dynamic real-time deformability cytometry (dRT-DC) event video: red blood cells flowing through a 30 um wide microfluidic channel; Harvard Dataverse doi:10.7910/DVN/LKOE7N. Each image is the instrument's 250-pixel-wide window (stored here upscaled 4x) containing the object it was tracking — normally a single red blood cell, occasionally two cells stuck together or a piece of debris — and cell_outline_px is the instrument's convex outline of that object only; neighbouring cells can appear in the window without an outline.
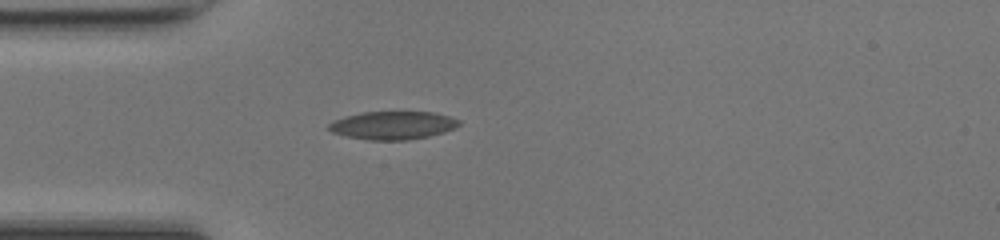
{"species": "common noctule bat (a hibernating species)", "species_latin": "Nyctalus noctula", "temperature_condition": "room temperature", "stored_images_in_passage": 36, "camera_frame_rate_fps": 3000, "um_per_image_px": 0.085, "animal": {"sex": "female", "body_mass_g": 17.0, "forearm_length_mm": 48.0}, "frame": {"image": 1, "passage_image": 1, "time_ms": 0.0, "image_size_px": [1000, 240], "cell_outline_px": [[460, 124], [444, 132], [428, 136], [408, 140], [368, 140], [348, 136], [332, 132], [328, 128], [328, 124], [344, 116], [360, 112], [432, 112], [448, 116], [460, 120]], "centroid_in_image_um": [33.37, 10.65], "position_along_channel_um": 51.6, "area_um2": 21.15}}
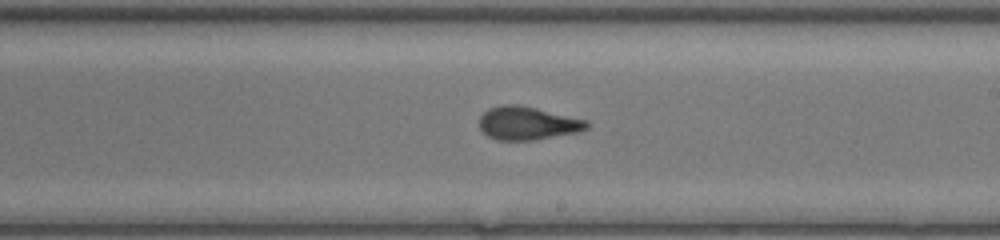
{"frame": {"image": 2, "passage_image": 15, "time_ms": 4.667, "image_size_px": [1000, 240], "cell_outline_px": [[588, 128], [580, 132], [536, 140], [496, 140], [488, 136], [480, 128], [480, 116], [488, 108], [508, 104], [516, 104], [536, 108], [588, 120]], "centroid_in_image_um": [44.86, 10.48], "position_along_channel_um": 244.1, "area_um2": 20.87}}
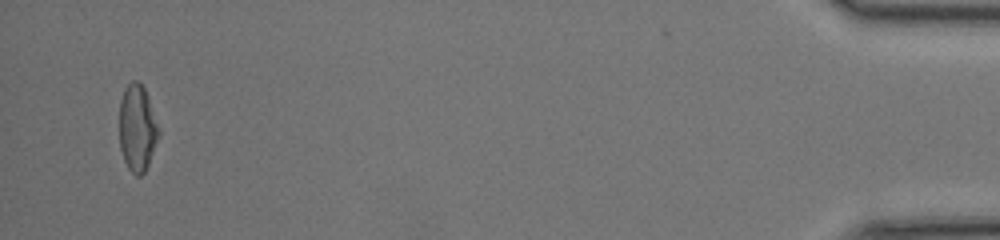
{"frame": {"image": 3, "passage_image": 34, "time_ms": 11.0, "image_size_px": [1000, 240], "cell_outline_px": [[160, 132], [148, 164], [144, 172], [140, 176], [136, 176], [128, 168], [124, 160], [120, 148], [120, 100], [124, 88], [132, 80], [136, 80], [144, 88]], "centroid_in_image_um": [11.65, 10.89], "position_along_channel_um": 423.6, "area_um2": 19.48}, "authors_computed_cell_mechanics": {"area_um2": 20.4901, "velocity_mm_per_s": 4.2814, "shape_relaxation_time_tau1_ms": 8.3114, "shape_relaxation_time_tau2_ms": 1.4362, "deformation_change_tau1": 0.2247, "deformation_change_tau2": 0.0968}}